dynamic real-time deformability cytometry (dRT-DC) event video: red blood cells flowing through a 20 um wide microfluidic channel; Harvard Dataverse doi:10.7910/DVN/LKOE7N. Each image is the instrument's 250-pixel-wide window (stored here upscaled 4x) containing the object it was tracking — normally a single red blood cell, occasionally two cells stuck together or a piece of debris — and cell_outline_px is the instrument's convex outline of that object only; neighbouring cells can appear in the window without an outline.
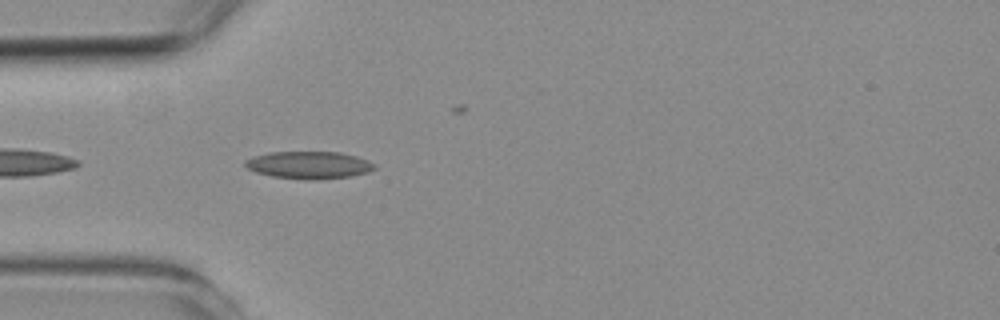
{"species": "common noctule bat (a hibernating species)", "species_latin": "Nyctalus noctula", "temperature_condition": "room temperature", "stored_images_in_passage": 5, "camera_frame_rate_fps": 3000, "um_per_image_px": 0.085, "animal": {"sex": "female", "body_mass_g": 19.3, "forearm_length_mm": 54.1}, "frame": {"image": 1, "passage_image": 5, "time_ms": 4.667, "image_size_px": [1000, 320], "cell_outline_px": [[376, 168], [368, 172], [352, 176], [316, 180], [304, 180], [272, 176], [256, 172], [248, 168], [244, 164], [244, 160], [256, 156], [272, 152], [340, 152], [356, 156], [368, 160], [376, 164]], "centroid_in_image_um": [26.3, 14.03], "position_along_channel_um": 58.7, "area_um2": 20.69}}